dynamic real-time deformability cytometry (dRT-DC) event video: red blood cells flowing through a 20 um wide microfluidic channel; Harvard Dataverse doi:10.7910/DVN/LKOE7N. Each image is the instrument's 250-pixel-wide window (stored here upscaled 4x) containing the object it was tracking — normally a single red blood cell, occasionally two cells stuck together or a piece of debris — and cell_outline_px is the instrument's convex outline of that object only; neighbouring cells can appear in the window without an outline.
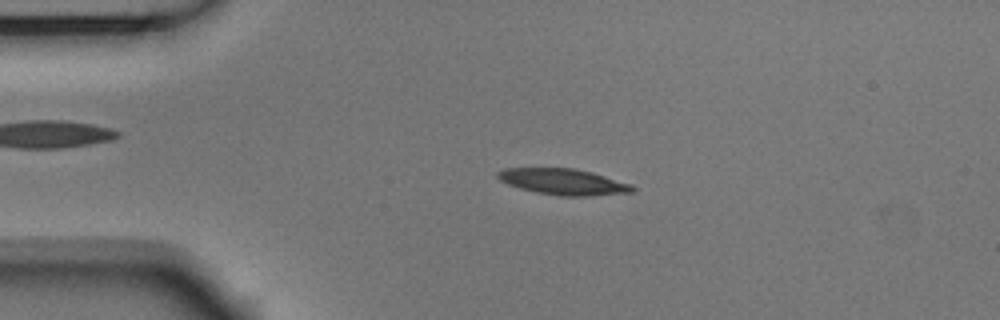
{"species": "Egyptian fruit bat (a non-hibernating species)", "species_latin": "Rousettus aegyptiacus", "temperature_condition": "room temperature", "stored_images_in_passage": 3, "camera_frame_rate_fps": 3000, "um_per_image_px": 0.085, "animal": {"sex": "male"}, "frame": {"image": 1, "passage_image": 2, "time_ms": 0.333, "image_size_px": [1000, 320], "cell_outline_px": [[636, 188], [632, 192], [592, 196], [560, 196], [536, 192], [520, 188], [508, 184], [500, 180], [496, 176], [496, 172], [504, 168], [572, 168], [592, 172], [632, 184]], "centroid_in_image_um": [47.89, 15.45], "position_along_channel_um": 37.1, "area_um2": 20.52}}